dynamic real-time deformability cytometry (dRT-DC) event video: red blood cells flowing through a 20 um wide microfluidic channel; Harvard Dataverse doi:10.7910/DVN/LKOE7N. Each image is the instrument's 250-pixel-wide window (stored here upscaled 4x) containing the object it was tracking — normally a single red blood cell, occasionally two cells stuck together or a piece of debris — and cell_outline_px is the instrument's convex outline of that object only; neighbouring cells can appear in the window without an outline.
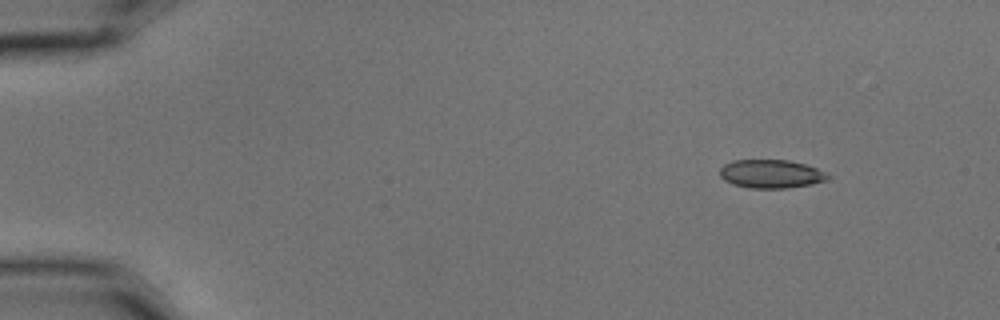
{"species": "common noctule bat (a hibernating species)", "species_latin": "Nyctalus noctula", "temperature_condition": "cold", "stored_images_in_passage": 4, "camera_frame_rate_fps": 3000, "um_per_image_px": 0.085, "animal": {"sex": "male", "body_mass_g": 15.6}, "frame": {"image": 1, "passage_image": 1, "time_ms": 0.0, "image_size_px": [1000, 320], "cell_outline_px": [[832, 176], [828, 180], [812, 184], [788, 188], [748, 188], [732, 184], [724, 180], [720, 176], [720, 168], [724, 164], [732, 160], [788, 160], [804, 164], [816, 168]], "centroid_in_image_um": [65.53, 14.78], "position_along_channel_um": 19.5, "area_um2": 18.03}}
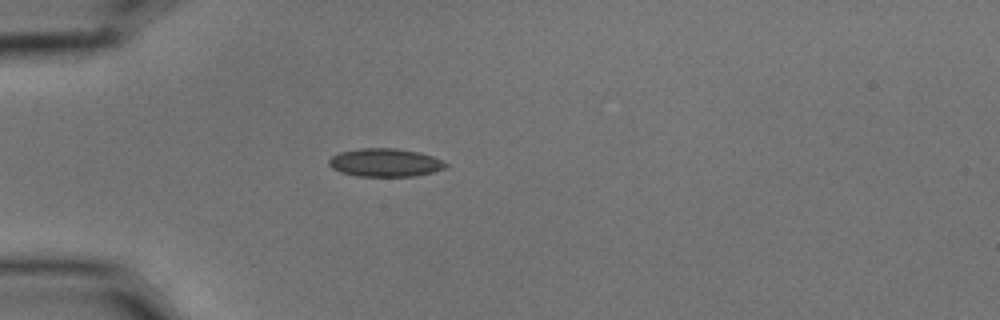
{"frame": {"image": 2, "passage_image": 4, "time_ms": 1.0, "image_size_px": [1000, 320], "cell_outline_px": [[448, 164], [444, 168], [436, 172], [412, 176], [356, 176], [340, 172], [332, 168], [328, 164], [328, 160], [332, 156], [340, 152], [360, 148], [396, 148], [420, 152], [432, 156]], "centroid_in_image_um": [32.72, 13.82], "position_along_channel_um": 52.3, "area_um2": 19.25}}